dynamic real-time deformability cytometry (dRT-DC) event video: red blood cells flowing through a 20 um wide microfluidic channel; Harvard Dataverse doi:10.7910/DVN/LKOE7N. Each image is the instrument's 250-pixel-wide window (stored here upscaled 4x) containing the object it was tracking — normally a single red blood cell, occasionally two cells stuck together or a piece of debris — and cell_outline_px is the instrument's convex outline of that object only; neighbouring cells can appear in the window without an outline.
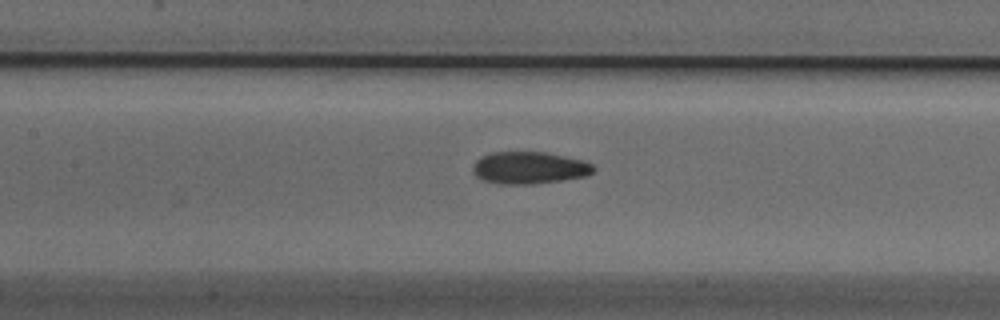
{"species": "Egyptian fruit bat (a non-hibernating species)", "species_latin": "Rousettus aegyptiacus", "temperature_condition": "cold", "stored_images_in_passage": 32, "camera_frame_rate_fps": 3000, "um_per_image_px": 0.085, "animal": {"sex": "male"}, "frame": {"image": 1, "passage_image": 13, "time_ms": 4.0, "image_size_px": [1000, 320], "cell_outline_px": [[596, 168], [592, 172], [584, 176], [560, 180], [532, 184], [500, 184], [480, 180], [472, 172], [472, 168], [476, 160], [480, 156], [492, 152], [548, 152], [584, 160], [592, 164]], "centroid_in_image_um": [44.95, 14.25], "position_along_channel_um": 162.5, "area_um2": 22.77}}
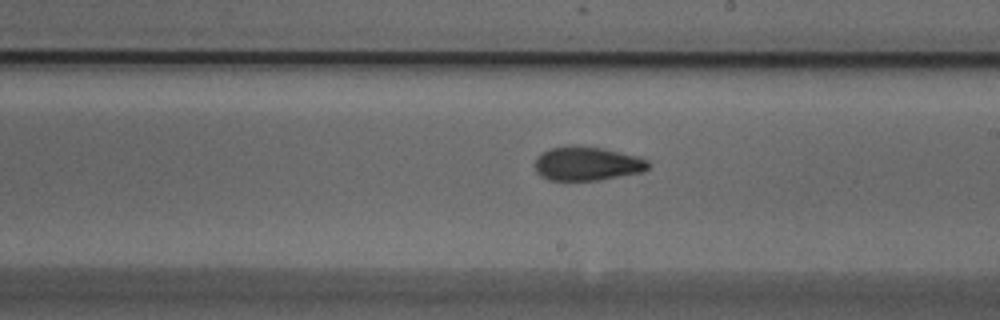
{"frame": {"image": 2, "passage_image": 19, "time_ms": 6.0, "image_size_px": [1000, 320], "cell_outline_px": [[648, 168], [644, 172], [600, 180], [548, 180], [540, 176], [536, 172], [536, 156], [552, 148], [568, 144], [572, 144], [600, 148], [636, 156], [648, 160]], "centroid_in_image_um": [49.88, 13.91], "position_along_channel_um": 239.1, "area_um2": 22.43}}
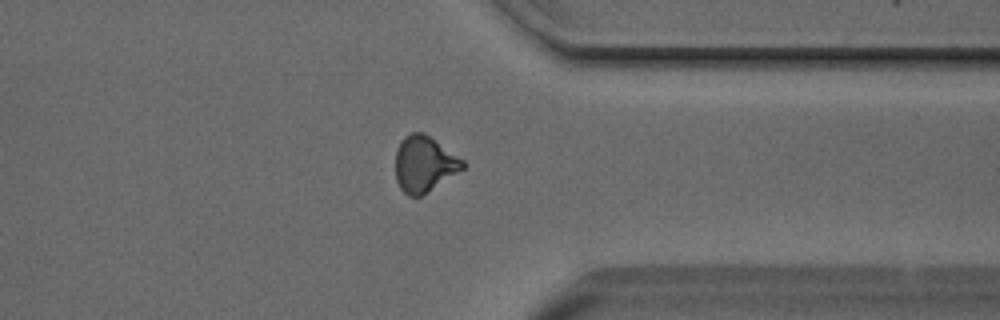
{"frame": {"image": 3, "passage_image": 30, "time_ms": 9.667, "image_size_px": [1000, 320], "cell_outline_px": [[464, 168], [420, 196], [408, 196], [400, 188], [396, 180], [396, 152], [400, 140], [404, 136], [412, 132], [424, 132], [464, 160]], "centroid_in_image_um": [36.03, 13.91], "position_along_channel_um": 375.4, "area_um2": 21.68}}